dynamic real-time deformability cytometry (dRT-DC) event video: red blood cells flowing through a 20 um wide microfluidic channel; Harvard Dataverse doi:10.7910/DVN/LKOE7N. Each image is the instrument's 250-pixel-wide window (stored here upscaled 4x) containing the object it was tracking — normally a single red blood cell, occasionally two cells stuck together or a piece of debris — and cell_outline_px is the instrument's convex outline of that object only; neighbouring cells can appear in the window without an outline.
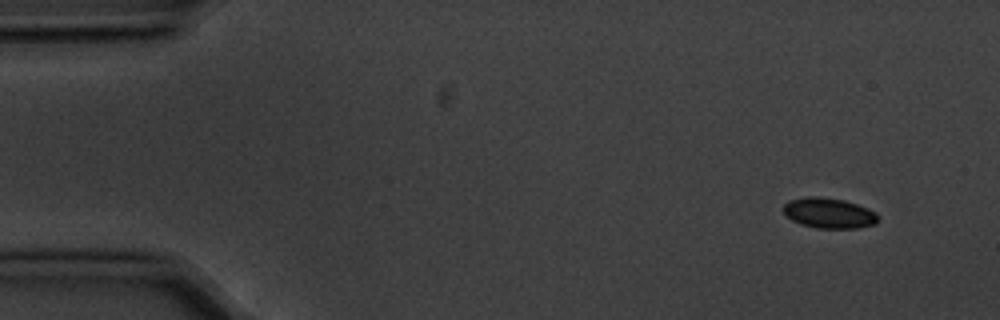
{"species": "common noctule bat (a hibernating species)", "species_latin": "Nyctalus noctula", "temperature_condition": "cold", "stored_images_in_passage": 5, "camera_frame_rate_fps": 3000, "um_per_image_px": 0.085, "animal": {"sex": "male", "body_mass_g": 20.1, "forearm_length_mm": 53.5}, "frame": {"image": 1, "passage_image": 1, "time_ms": 0.0, "image_size_px": [1000, 320], "cell_outline_px": [[880, 216], [876, 224], [856, 228], [816, 228], [800, 224], [792, 220], [784, 212], [784, 204], [788, 200], [808, 196], [816, 196], [844, 200], [868, 208], [876, 212]], "centroid_in_image_um": [70.48, 18.11], "position_along_channel_um": 14.5, "area_um2": 16.82}}